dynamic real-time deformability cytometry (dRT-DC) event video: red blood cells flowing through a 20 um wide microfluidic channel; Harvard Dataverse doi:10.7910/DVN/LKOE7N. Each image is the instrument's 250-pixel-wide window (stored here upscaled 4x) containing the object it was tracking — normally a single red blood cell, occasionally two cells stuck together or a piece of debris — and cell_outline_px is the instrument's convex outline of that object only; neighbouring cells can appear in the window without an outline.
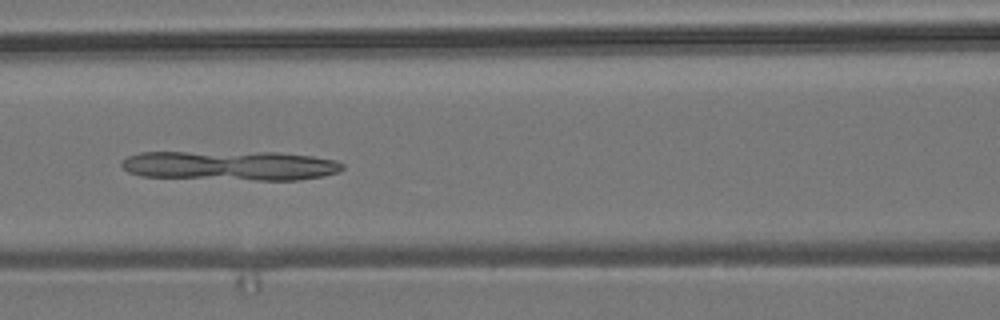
{"species": "common noctule bat (a hibernating species)", "species_latin": "Nyctalus noctula", "temperature_condition": "room temperature", "stored_images_in_passage": 42, "camera_frame_rate_fps": 3000, "um_per_image_px": 0.085, "animal": {"sex": "male", "body_mass_g": 19.2, "forearm_length_mm": 51.8}, "frame": {"image": 1, "passage_image": 16, "time_ms": 5.0, "image_size_px": [1000, 320], "cell_outline_px": [[344, 168], [336, 172], [324, 176], [300, 180], [256, 180], [140, 176], [128, 172], [120, 164], [128, 156], [140, 152], [276, 152], [312, 156], [336, 160], [344, 164]], "centroid_in_image_um": [19.6, 14.07], "position_along_channel_um": 147.0, "area_um2": 38.21}}
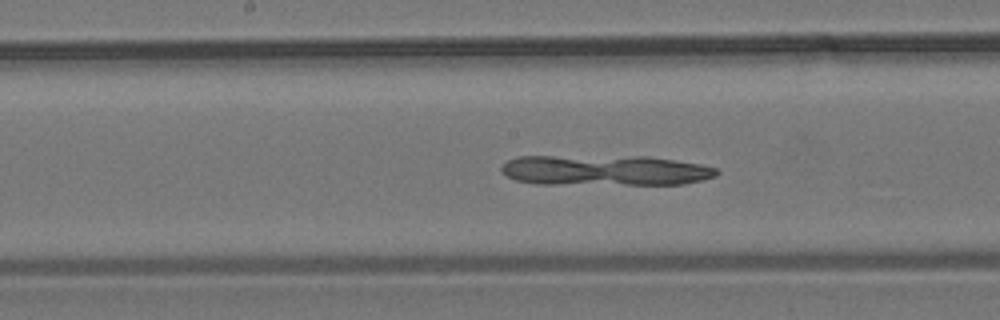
{"frame": {"image": 2, "passage_image": 20, "time_ms": 6.333, "image_size_px": [1000, 320], "cell_outline_px": [[720, 172], [716, 176], [684, 184], [536, 184], [516, 180], [504, 176], [500, 172], [500, 168], [508, 160], [516, 156], [648, 156], [676, 160], [700, 164], [716, 168]], "centroid_in_image_um": [51.38, 14.47], "position_along_channel_um": 196.8, "area_um2": 38.61}}
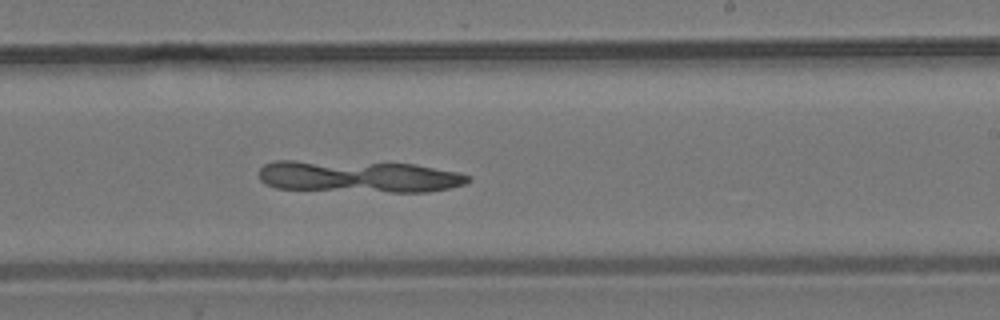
{"frame": {"image": 3, "passage_image": 25, "time_ms": 8.0, "image_size_px": [1000, 320], "cell_outline_px": [[472, 180], [464, 184], [448, 188], [428, 192], [392, 192], [276, 188], [264, 184], [260, 180], [260, 168], [264, 164], [272, 160], [292, 160], [416, 164], [460, 172], [472, 176]], "centroid_in_image_um": [30.51, 15.0], "position_along_channel_um": 258.5, "area_um2": 39.13}}